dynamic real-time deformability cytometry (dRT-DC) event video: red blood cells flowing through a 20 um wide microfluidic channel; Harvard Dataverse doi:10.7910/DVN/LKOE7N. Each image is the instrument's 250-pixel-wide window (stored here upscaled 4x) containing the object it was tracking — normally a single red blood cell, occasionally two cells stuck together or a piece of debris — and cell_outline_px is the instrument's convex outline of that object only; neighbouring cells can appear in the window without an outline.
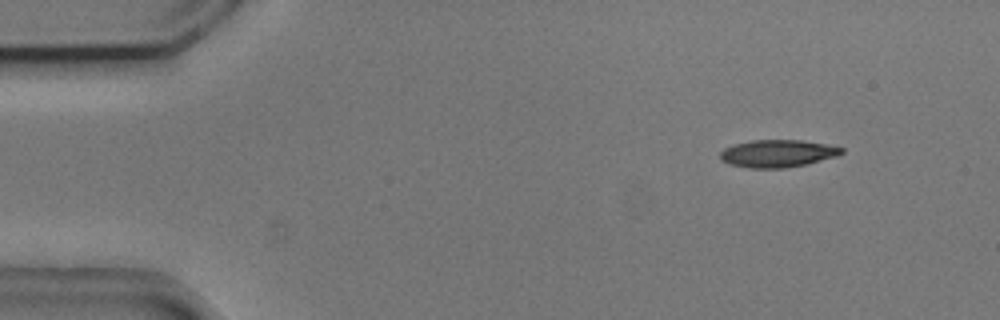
{"species": "common noctule bat (a hibernating species)", "species_latin": "Nyctalus noctula", "temperature_condition": "cold", "stored_images_in_passage": 11, "camera_frame_rate_fps": 3000, "um_per_image_px": 0.085, "animal": {"sex": "male", "body_mass_g": 20.5, "forearm_length_mm": 52.5}, "frame": {"image": 1, "passage_image": 2, "time_ms": 0.333, "image_size_px": [1000, 320], "cell_outline_px": [[844, 152], [836, 156], [804, 164], [784, 168], [748, 168], [728, 164], [720, 156], [720, 152], [724, 148], [736, 144], [752, 140], [800, 140], [824, 144], [844, 148]], "centroid_in_image_um": [66.07, 13.04], "position_along_channel_um": 18.9, "area_um2": 19.13}}